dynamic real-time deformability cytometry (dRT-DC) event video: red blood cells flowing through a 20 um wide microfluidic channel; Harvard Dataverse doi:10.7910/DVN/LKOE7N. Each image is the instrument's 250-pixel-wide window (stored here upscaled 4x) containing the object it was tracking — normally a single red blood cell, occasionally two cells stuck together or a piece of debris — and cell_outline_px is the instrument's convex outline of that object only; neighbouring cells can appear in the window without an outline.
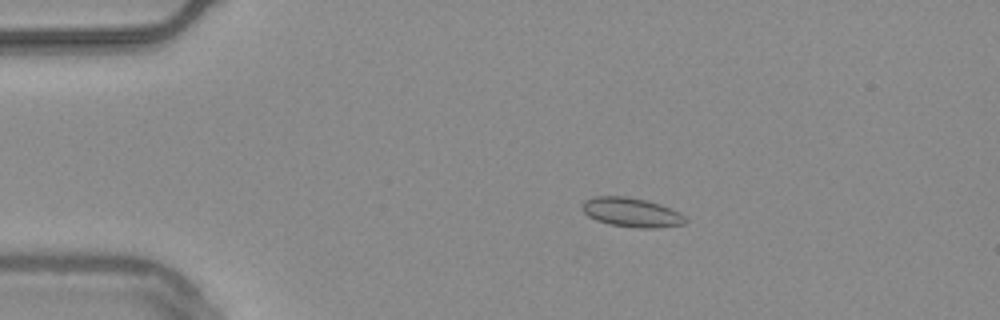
{"species": "common noctule bat (a hibernating species)", "species_latin": "Nyctalus noctula", "temperature_condition": "warm", "stored_images_in_passage": 55, "camera_frame_rate_fps": 3000, "um_per_image_px": 0.085, "animal": {"sex": "male", "body_mass_g": 20.4}, "frame": {"image": 1, "passage_image": 11, "time_ms": 3.333, "image_size_px": [1000, 320], "cell_outline_px": [[688, 220], [684, 224], [656, 228], [636, 228], [608, 224], [596, 220], [588, 216], [580, 208], [584, 200], [596, 196], [624, 196], [644, 200], [660, 204], [680, 212]], "centroid_in_image_um": [53.66, 18.06], "position_along_channel_um": 31.3, "area_um2": 17.69}}
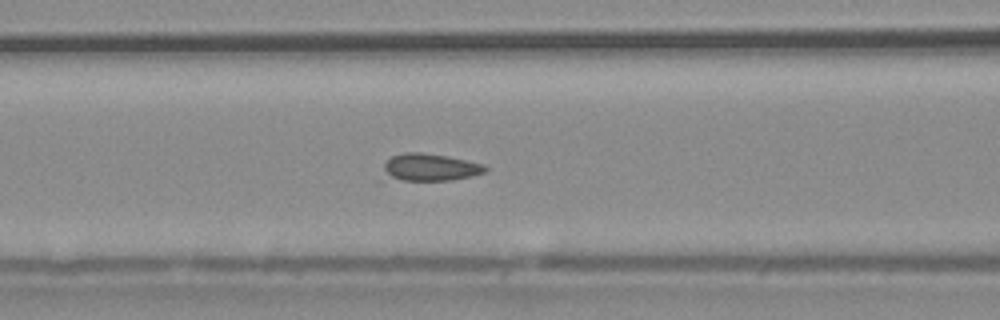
{"frame": {"image": 2, "passage_image": 23, "time_ms": 7.333, "image_size_px": [1000, 320], "cell_outline_px": [[488, 172], [472, 176], [452, 180], [388, 180], [384, 168], [384, 164], [392, 156], [404, 152], [420, 152], [448, 156], [484, 164], [488, 168]], "centroid_in_image_um": [36.59, 14.22], "position_along_channel_um": 130.0, "area_um2": 16.36}}
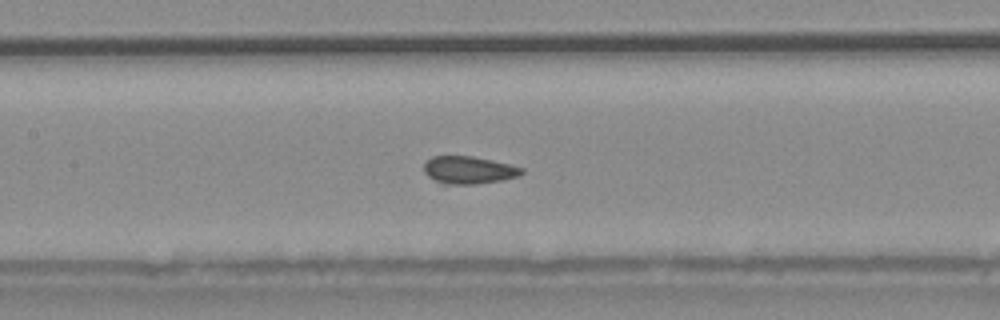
{"frame": {"image": 3, "passage_image": 26, "time_ms": 8.333, "image_size_px": [1000, 320], "cell_outline_px": [[524, 172], [520, 176], [500, 180], [476, 184], [444, 184], [428, 176], [424, 172], [424, 164], [432, 156], [472, 156], [492, 160], [524, 168]], "centroid_in_image_um": [39.86, 14.45], "position_along_channel_um": 167.5, "area_um2": 15.61}}